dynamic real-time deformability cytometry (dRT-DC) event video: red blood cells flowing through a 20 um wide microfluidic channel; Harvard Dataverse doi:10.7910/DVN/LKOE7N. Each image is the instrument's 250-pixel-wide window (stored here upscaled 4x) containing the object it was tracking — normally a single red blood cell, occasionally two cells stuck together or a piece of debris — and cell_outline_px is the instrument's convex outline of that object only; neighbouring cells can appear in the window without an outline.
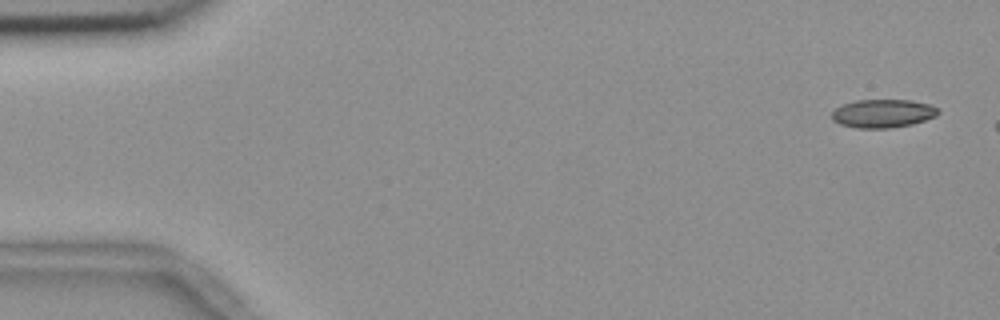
{"species": "common noctule bat (a hibernating species)", "species_latin": "Nyctalus noctula", "temperature_condition": "room temperature", "stored_images_in_passage": 3, "camera_frame_rate_fps": 3000, "um_per_image_px": 0.085, "animal": {"sex": "female", "body_mass_g": 18.4}, "frame": {"image": 1, "passage_image": 1, "time_ms": 0.0, "image_size_px": [1000, 320], "cell_outline_px": [[940, 112], [936, 116], [912, 124], [892, 128], [856, 128], [840, 124], [832, 120], [832, 112], [836, 108], [844, 104], [856, 100], [912, 100], [928, 104], [940, 108]], "centroid_in_image_um": [75.06, 9.64], "position_along_channel_um": 9.9, "area_um2": 17.63}}